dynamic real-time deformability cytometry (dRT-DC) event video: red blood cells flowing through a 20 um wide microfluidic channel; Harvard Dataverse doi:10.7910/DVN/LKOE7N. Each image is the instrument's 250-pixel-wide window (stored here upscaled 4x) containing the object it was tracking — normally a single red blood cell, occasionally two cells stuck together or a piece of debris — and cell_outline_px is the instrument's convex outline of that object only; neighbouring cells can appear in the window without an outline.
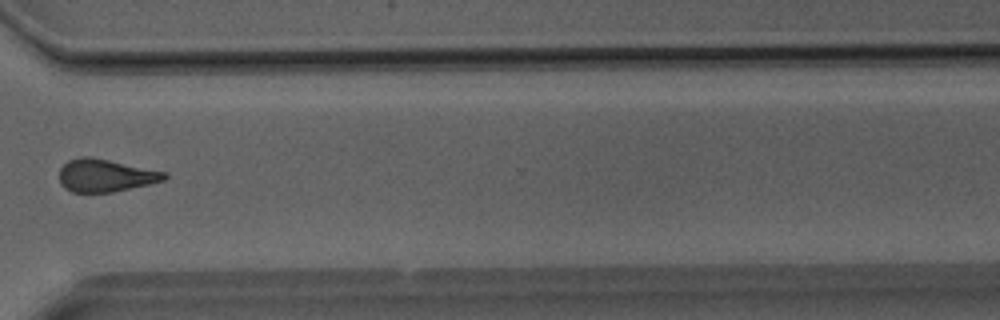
{"species": "Egyptian fruit bat (a non-hibernating species)", "species_latin": "Rousettus aegyptiacus", "temperature_condition": "room temperature", "stored_images_in_passage": 37, "camera_frame_rate_fps": 3000, "um_per_image_px": 0.085, "animal": {"sex": "male"}, "frame": {"image": 1, "passage_image": 27, "time_ms": 8.667, "image_size_px": [1000, 320], "cell_outline_px": [[168, 176], [164, 180], [148, 184], [112, 192], [72, 192], [64, 188], [60, 184], [60, 168], [68, 160], [80, 156], [88, 156], [168, 172]], "centroid_in_image_um": [8.95, 14.91], "position_along_channel_um": 361.7, "area_um2": 19.94}}
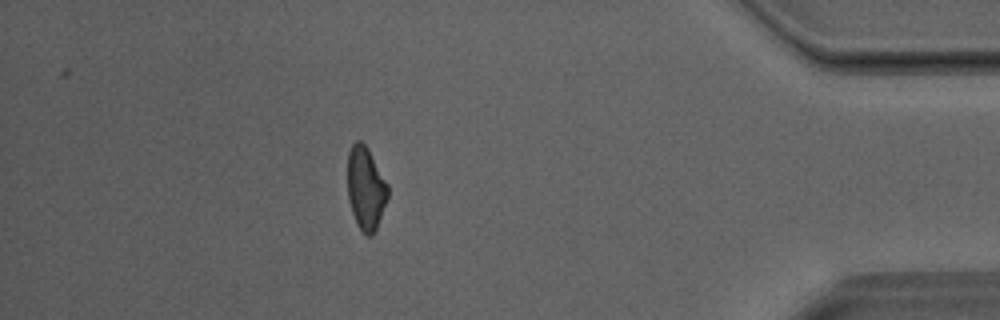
{"frame": {"image": 2, "passage_image": 32, "time_ms": 10.333, "image_size_px": [1000, 320], "cell_outline_px": [[388, 196], [376, 228], [372, 236], [368, 236], [360, 232], [356, 224], [348, 200], [348, 152], [352, 144], [356, 140], [360, 140], [368, 148], [388, 184]], "centroid_in_image_um": [31.08, 16.01], "position_along_channel_um": 404.1, "area_um2": 19.54}}